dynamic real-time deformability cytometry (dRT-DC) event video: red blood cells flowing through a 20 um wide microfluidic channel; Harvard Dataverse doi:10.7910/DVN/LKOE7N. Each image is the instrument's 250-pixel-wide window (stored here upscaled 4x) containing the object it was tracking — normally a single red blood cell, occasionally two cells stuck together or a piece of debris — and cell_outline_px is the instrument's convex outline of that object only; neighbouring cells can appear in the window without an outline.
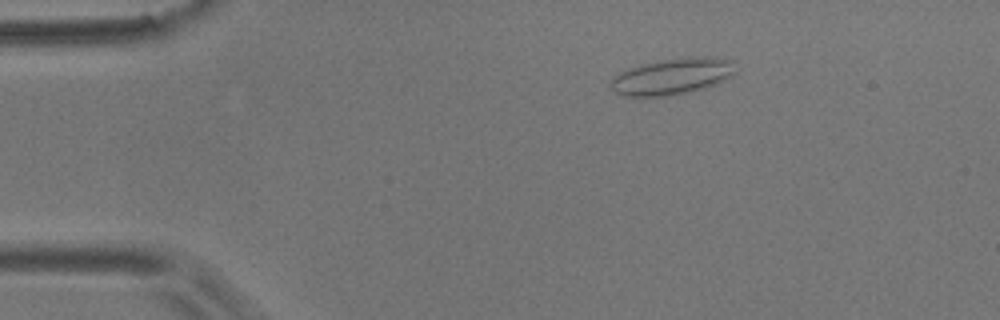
{"species": "common noctule bat (a hibernating species)", "species_latin": "Nyctalus noctula", "temperature_condition": "room temperature", "stored_images_in_passage": 3, "camera_frame_rate_fps": 3000, "um_per_image_px": 0.085, "animal": {"sex": "male", "body_mass_g": 17.9}, "frame": {"image": 1, "passage_image": 1, "time_ms": 0.0, "image_size_px": [1000, 320], "cell_outline_px": [[732, 76], [704, 88], [688, 92], [668, 96], [624, 96], [616, 92], [608, 84], [612, 76], [628, 68], [644, 64], [664, 60], [696, 56], [708, 56], [732, 60]], "centroid_in_image_um": [57.08, 6.5], "position_along_channel_um": 27.9, "area_um2": 26.07}}